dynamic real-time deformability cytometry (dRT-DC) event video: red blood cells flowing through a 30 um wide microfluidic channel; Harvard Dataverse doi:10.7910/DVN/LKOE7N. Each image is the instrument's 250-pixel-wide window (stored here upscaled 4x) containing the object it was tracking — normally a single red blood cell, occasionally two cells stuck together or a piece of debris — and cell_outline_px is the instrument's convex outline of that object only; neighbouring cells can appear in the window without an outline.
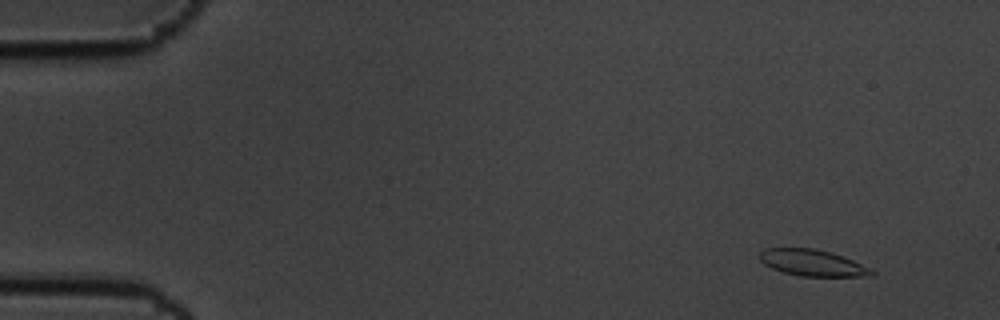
{"species": "common noctule bat (a hibernating species)", "species_latin": "Nyctalus noctula", "temperature_condition": "cold", "stored_images_in_passage": 59, "camera_frame_rate_fps": 3000, "um_per_image_px": 0.085, "animal": {"sex": "male", "body_mass_g": 19.5, "forearm_length_mm": 54.6}, "frame": {"image": 1, "passage_image": 5, "time_ms": 1.333, "image_size_px": [1000, 320], "cell_outline_px": [[876, 272], [872, 276], [800, 276], [784, 272], [772, 268], [764, 264], [760, 260], [760, 252], [764, 248], [816, 248], [852, 260], [872, 268]], "centroid_in_image_um": [69.06, 22.34], "position_along_channel_um": 15.9, "area_um2": 17.11}}
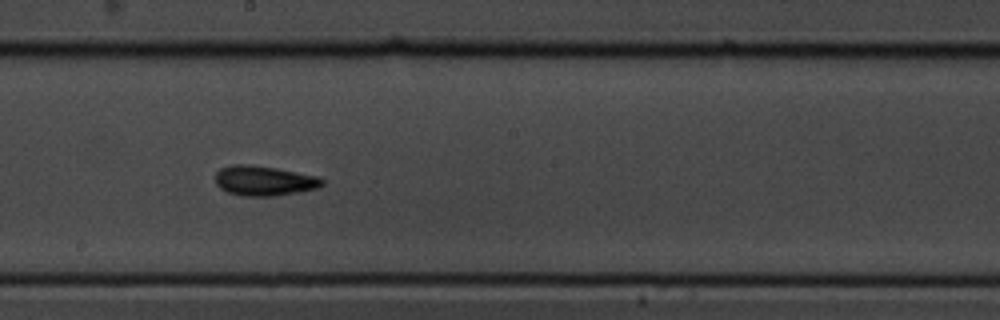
{"frame": {"image": 2, "passage_image": 33, "time_ms": 10.667, "image_size_px": [1000, 320], "cell_outline_px": [[324, 184], [320, 188], [300, 192], [276, 196], [244, 196], [228, 192], [220, 188], [216, 184], [216, 172], [220, 168], [232, 164], [248, 164], [276, 168], [316, 176], [324, 180]], "centroid_in_image_um": [22.46, 15.37], "position_along_channel_um": 225.7, "area_um2": 18.73}}
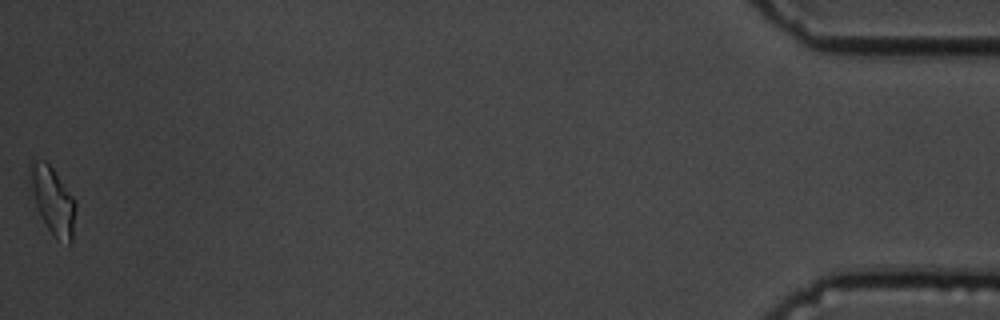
{"frame": {"image": 3, "passage_image": 59, "time_ms": 19.333, "image_size_px": [1000, 320], "cell_outline_px": [[76, 208], [72, 244], [68, 244], [56, 240], [40, 216], [36, 204], [32, 188], [28, 160], [44, 160], [52, 168], [76, 200]], "centroid_in_image_um": [4.52, 17.08], "position_along_channel_um": 430.7, "area_um2": 17.8}, "authors_computed_cell_mechanics": {"area_um2": 17.3978, "velocity_mm_per_s": 3.4178, "shape_relaxation_time_tau1_ms": 3.8126, "shape_relaxation_time_tau2_ms": 6.8544, "deformation_change_tau1": 0.1082, "deformation_change_tau2": 0.1111}}